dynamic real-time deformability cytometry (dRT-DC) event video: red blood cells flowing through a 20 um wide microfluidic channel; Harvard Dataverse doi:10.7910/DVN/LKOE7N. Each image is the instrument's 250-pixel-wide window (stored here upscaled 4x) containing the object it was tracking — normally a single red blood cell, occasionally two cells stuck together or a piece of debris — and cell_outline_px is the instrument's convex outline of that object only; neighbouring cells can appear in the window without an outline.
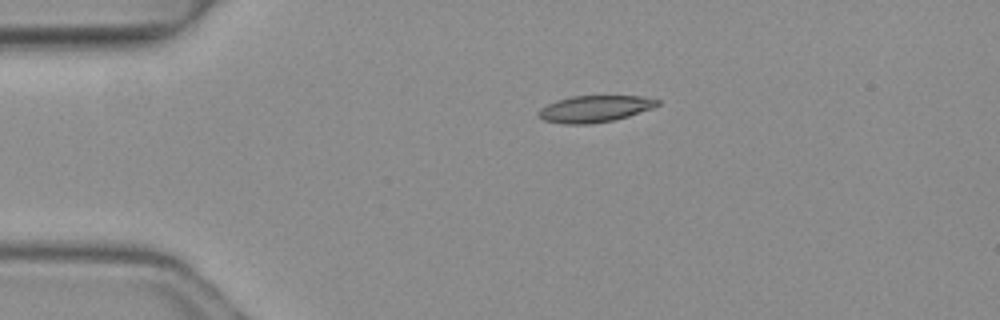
{"species": "common noctule bat (a hibernating species)", "species_latin": "Nyctalus noctula", "temperature_condition": "warm", "stored_images_in_passage": 2, "camera_frame_rate_fps": 3000, "um_per_image_px": 0.085, "animal": {"sex": "female", "body_mass_g": 19.3, "forearm_length_mm": 54.1}, "frame": {"image": 1, "passage_image": 1, "time_ms": 0.0, "image_size_px": [1000, 320], "cell_outline_px": [[660, 104], [652, 108], [628, 116], [612, 120], [588, 124], [564, 124], [544, 120], [536, 112], [540, 108], [556, 100], [572, 96], [644, 96], [660, 100]], "centroid_in_image_um": [50.55, 9.24], "position_along_channel_um": 34.5, "area_um2": 18.38}}